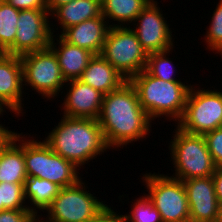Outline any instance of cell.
<instances>
[{"instance_id": "14", "label": "cell", "mask_w": 222, "mask_h": 222, "mask_svg": "<svg viewBox=\"0 0 222 222\" xmlns=\"http://www.w3.org/2000/svg\"><path fill=\"white\" fill-rule=\"evenodd\" d=\"M61 95L63 94L59 110L67 117L98 119L103 94L79 79L66 81ZM66 91V92H65Z\"/></svg>"}, {"instance_id": "10", "label": "cell", "mask_w": 222, "mask_h": 222, "mask_svg": "<svg viewBox=\"0 0 222 222\" xmlns=\"http://www.w3.org/2000/svg\"><path fill=\"white\" fill-rule=\"evenodd\" d=\"M101 55L127 81L145 70L148 54L130 27H109Z\"/></svg>"}, {"instance_id": "12", "label": "cell", "mask_w": 222, "mask_h": 222, "mask_svg": "<svg viewBox=\"0 0 222 222\" xmlns=\"http://www.w3.org/2000/svg\"><path fill=\"white\" fill-rule=\"evenodd\" d=\"M52 36L50 13L47 9L20 10L15 41L5 53L22 56L46 49Z\"/></svg>"}, {"instance_id": "4", "label": "cell", "mask_w": 222, "mask_h": 222, "mask_svg": "<svg viewBox=\"0 0 222 222\" xmlns=\"http://www.w3.org/2000/svg\"><path fill=\"white\" fill-rule=\"evenodd\" d=\"M168 150L171 158L169 165L174 168L170 177L185 181L191 178L213 176L216 166L208 151L204 135L190 134L175 124ZM175 171V172H174Z\"/></svg>"}, {"instance_id": "18", "label": "cell", "mask_w": 222, "mask_h": 222, "mask_svg": "<svg viewBox=\"0 0 222 222\" xmlns=\"http://www.w3.org/2000/svg\"><path fill=\"white\" fill-rule=\"evenodd\" d=\"M49 47L57 56L65 81L79 79L94 56L89 50L68 43L60 35L53 34Z\"/></svg>"}, {"instance_id": "16", "label": "cell", "mask_w": 222, "mask_h": 222, "mask_svg": "<svg viewBox=\"0 0 222 222\" xmlns=\"http://www.w3.org/2000/svg\"><path fill=\"white\" fill-rule=\"evenodd\" d=\"M108 30L107 20L101 15L65 29L60 36L72 45L100 55Z\"/></svg>"}, {"instance_id": "34", "label": "cell", "mask_w": 222, "mask_h": 222, "mask_svg": "<svg viewBox=\"0 0 222 222\" xmlns=\"http://www.w3.org/2000/svg\"><path fill=\"white\" fill-rule=\"evenodd\" d=\"M75 0H47V10L51 14L57 7L68 4Z\"/></svg>"}, {"instance_id": "19", "label": "cell", "mask_w": 222, "mask_h": 222, "mask_svg": "<svg viewBox=\"0 0 222 222\" xmlns=\"http://www.w3.org/2000/svg\"><path fill=\"white\" fill-rule=\"evenodd\" d=\"M103 95L119 89L126 78L120 74L101 54L94 55L79 78Z\"/></svg>"}, {"instance_id": "36", "label": "cell", "mask_w": 222, "mask_h": 222, "mask_svg": "<svg viewBox=\"0 0 222 222\" xmlns=\"http://www.w3.org/2000/svg\"><path fill=\"white\" fill-rule=\"evenodd\" d=\"M7 109V110H6ZM6 111H8V112H6ZM9 113L10 112V110H8V108L4 105V104H2L1 102H0V116L3 118V116H4V114H6V113ZM1 122V121H0ZM0 124H2V123H0Z\"/></svg>"}, {"instance_id": "24", "label": "cell", "mask_w": 222, "mask_h": 222, "mask_svg": "<svg viewBox=\"0 0 222 222\" xmlns=\"http://www.w3.org/2000/svg\"><path fill=\"white\" fill-rule=\"evenodd\" d=\"M19 9L0 0V47L4 52L14 43Z\"/></svg>"}, {"instance_id": "21", "label": "cell", "mask_w": 222, "mask_h": 222, "mask_svg": "<svg viewBox=\"0 0 222 222\" xmlns=\"http://www.w3.org/2000/svg\"><path fill=\"white\" fill-rule=\"evenodd\" d=\"M152 0H101L109 27H129ZM114 21V22H113Z\"/></svg>"}, {"instance_id": "35", "label": "cell", "mask_w": 222, "mask_h": 222, "mask_svg": "<svg viewBox=\"0 0 222 222\" xmlns=\"http://www.w3.org/2000/svg\"><path fill=\"white\" fill-rule=\"evenodd\" d=\"M31 222H53V221L47 219L45 216L42 217L41 213V214H35Z\"/></svg>"}, {"instance_id": "2", "label": "cell", "mask_w": 222, "mask_h": 222, "mask_svg": "<svg viewBox=\"0 0 222 222\" xmlns=\"http://www.w3.org/2000/svg\"><path fill=\"white\" fill-rule=\"evenodd\" d=\"M60 122L47 132L43 141L51 150L72 162L82 172L89 162L111 150L97 119L61 115ZM82 168V169H81Z\"/></svg>"}, {"instance_id": "28", "label": "cell", "mask_w": 222, "mask_h": 222, "mask_svg": "<svg viewBox=\"0 0 222 222\" xmlns=\"http://www.w3.org/2000/svg\"><path fill=\"white\" fill-rule=\"evenodd\" d=\"M208 151L216 167H222V127L204 134Z\"/></svg>"}, {"instance_id": "1", "label": "cell", "mask_w": 222, "mask_h": 222, "mask_svg": "<svg viewBox=\"0 0 222 222\" xmlns=\"http://www.w3.org/2000/svg\"><path fill=\"white\" fill-rule=\"evenodd\" d=\"M97 120L105 142L112 151H120L124 146L126 148L137 141L146 142V138L154 130L152 124H156L141 107L138 93L130 81L103 95Z\"/></svg>"}, {"instance_id": "3", "label": "cell", "mask_w": 222, "mask_h": 222, "mask_svg": "<svg viewBox=\"0 0 222 222\" xmlns=\"http://www.w3.org/2000/svg\"><path fill=\"white\" fill-rule=\"evenodd\" d=\"M185 80L164 81L142 70L129 81L138 93L141 107L154 123L163 118L167 122L173 120L174 125L183 115L187 96L193 85L187 78Z\"/></svg>"}, {"instance_id": "27", "label": "cell", "mask_w": 222, "mask_h": 222, "mask_svg": "<svg viewBox=\"0 0 222 222\" xmlns=\"http://www.w3.org/2000/svg\"><path fill=\"white\" fill-rule=\"evenodd\" d=\"M0 204H3L4 210L28 209L24 184L0 183Z\"/></svg>"}, {"instance_id": "6", "label": "cell", "mask_w": 222, "mask_h": 222, "mask_svg": "<svg viewBox=\"0 0 222 222\" xmlns=\"http://www.w3.org/2000/svg\"><path fill=\"white\" fill-rule=\"evenodd\" d=\"M84 180V181H83ZM84 179L76 184L63 187L50 205L42 213L53 222H88L96 217L106 206L107 200L99 199L96 191H89ZM88 189V190H87ZM95 195V196H94Z\"/></svg>"}, {"instance_id": "39", "label": "cell", "mask_w": 222, "mask_h": 222, "mask_svg": "<svg viewBox=\"0 0 222 222\" xmlns=\"http://www.w3.org/2000/svg\"><path fill=\"white\" fill-rule=\"evenodd\" d=\"M4 208H3V204H0V212L3 211Z\"/></svg>"}, {"instance_id": "26", "label": "cell", "mask_w": 222, "mask_h": 222, "mask_svg": "<svg viewBox=\"0 0 222 222\" xmlns=\"http://www.w3.org/2000/svg\"><path fill=\"white\" fill-rule=\"evenodd\" d=\"M132 201L131 209L124 214L127 222H163L159 211L144 192L141 197H136Z\"/></svg>"}, {"instance_id": "8", "label": "cell", "mask_w": 222, "mask_h": 222, "mask_svg": "<svg viewBox=\"0 0 222 222\" xmlns=\"http://www.w3.org/2000/svg\"><path fill=\"white\" fill-rule=\"evenodd\" d=\"M22 61L23 88L32 92L44 102L59 99L66 84L54 51L48 47L20 56ZM30 87V89L28 88ZM27 88V89H26ZM32 90V91H31ZM61 92V93H60Z\"/></svg>"}, {"instance_id": "17", "label": "cell", "mask_w": 222, "mask_h": 222, "mask_svg": "<svg viewBox=\"0 0 222 222\" xmlns=\"http://www.w3.org/2000/svg\"><path fill=\"white\" fill-rule=\"evenodd\" d=\"M101 15V0H75L57 7L50 14L51 30L54 35H60L73 25Z\"/></svg>"}, {"instance_id": "5", "label": "cell", "mask_w": 222, "mask_h": 222, "mask_svg": "<svg viewBox=\"0 0 222 222\" xmlns=\"http://www.w3.org/2000/svg\"><path fill=\"white\" fill-rule=\"evenodd\" d=\"M31 134L23 132V155L27 177L46 179L61 188L74 185L84 178V174L82 175L81 170L72 162L53 152L41 137H36V133Z\"/></svg>"}, {"instance_id": "7", "label": "cell", "mask_w": 222, "mask_h": 222, "mask_svg": "<svg viewBox=\"0 0 222 222\" xmlns=\"http://www.w3.org/2000/svg\"><path fill=\"white\" fill-rule=\"evenodd\" d=\"M200 86H191L183 115L175 125L187 133L204 135L222 127V89Z\"/></svg>"}, {"instance_id": "20", "label": "cell", "mask_w": 222, "mask_h": 222, "mask_svg": "<svg viewBox=\"0 0 222 222\" xmlns=\"http://www.w3.org/2000/svg\"><path fill=\"white\" fill-rule=\"evenodd\" d=\"M27 179L23 132H17L0 151V183L24 184Z\"/></svg>"}, {"instance_id": "9", "label": "cell", "mask_w": 222, "mask_h": 222, "mask_svg": "<svg viewBox=\"0 0 222 222\" xmlns=\"http://www.w3.org/2000/svg\"><path fill=\"white\" fill-rule=\"evenodd\" d=\"M146 196L159 211L163 222H190V210L184 183L170 174L141 173ZM148 192V193H147Z\"/></svg>"}, {"instance_id": "11", "label": "cell", "mask_w": 222, "mask_h": 222, "mask_svg": "<svg viewBox=\"0 0 222 222\" xmlns=\"http://www.w3.org/2000/svg\"><path fill=\"white\" fill-rule=\"evenodd\" d=\"M157 1L152 0L129 26L147 54L167 51L176 48L175 45L178 46L174 42L175 34L173 32L176 33V31L174 28H170V21L163 13L165 10L160 8Z\"/></svg>"}, {"instance_id": "23", "label": "cell", "mask_w": 222, "mask_h": 222, "mask_svg": "<svg viewBox=\"0 0 222 222\" xmlns=\"http://www.w3.org/2000/svg\"><path fill=\"white\" fill-rule=\"evenodd\" d=\"M173 50L175 52V49L171 48L167 51L149 53L145 71L149 75L164 81H182L178 76V69L176 70V66L173 64L174 56L173 58H169L170 54L171 56L173 55Z\"/></svg>"}, {"instance_id": "15", "label": "cell", "mask_w": 222, "mask_h": 222, "mask_svg": "<svg viewBox=\"0 0 222 222\" xmlns=\"http://www.w3.org/2000/svg\"><path fill=\"white\" fill-rule=\"evenodd\" d=\"M187 194L190 222H214L218 219L219 202L213 176L183 181Z\"/></svg>"}, {"instance_id": "31", "label": "cell", "mask_w": 222, "mask_h": 222, "mask_svg": "<svg viewBox=\"0 0 222 222\" xmlns=\"http://www.w3.org/2000/svg\"><path fill=\"white\" fill-rule=\"evenodd\" d=\"M9 5L19 10L47 9V0H5Z\"/></svg>"}, {"instance_id": "33", "label": "cell", "mask_w": 222, "mask_h": 222, "mask_svg": "<svg viewBox=\"0 0 222 222\" xmlns=\"http://www.w3.org/2000/svg\"><path fill=\"white\" fill-rule=\"evenodd\" d=\"M9 128L8 126L5 127V124H0V151L16 133L15 130L12 131V129Z\"/></svg>"}, {"instance_id": "37", "label": "cell", "mask_w": 222, "mask_h": 222, "mask_svg": "<svg viewBox=\"0 0 222 222\" xmlns=\"http://www.w3.org/2000/svg\"><path fill=\"white\" fill-rule=\"evenodd\" d=\"M217 221L222 222V202L219 203L218 219H217Z\"/></svg>"}, {"instance_id": "38", "label": "cell", "mask_w": 222, "mask_h": 222, "mask_svg": "<svg viewBox=\"0 0 222 222\" xmlns=\"http://www.w3.org/2000/svg\"><path fill=\"white\" fill-rule=\"evenodd\" d=\"M4 50L0 47V57L4 54Z\"/></svg>"}, {"instance_id": "22", "label": "cell", "mask_w": 222, "mask_h": 222, "mask_svg": "<svg viewBox=\"0 0 222 222\" xmlns=\"http://www.w3.org/2000/svg\"><path fill=\"white\" fill-rule=\"evenodd\" d=\"M61 187L46 179L27 177L24 183V197L28 209L41 214L59 193Z\"/></svg>"}, {"instance_id": "13", "label": "cell", "mask_w": 222, "mask_h": 222, "mask_svg": "<svg viewBox=\"0 0 222 222\" xmlns=\"http://www.w3.org/2000/svg\"><path fill=\"white\" fill-rule=\"evenodd\" d=\"M23 88L22 61L20 56L4 53L0 57V102L4 104L12 117L23 120L25 117V95ZM24 97V98H23Z\"/></svg>"}, {"instance_id": "32", "label": "cell", "mask_w": 222, "mask_h": 222, "mask_svg": "<svg viewBox=\"0 0 222 222\" xmlns=\"http://www.w3.org/2000/svg\"><path fill=\"white\" fill-rule=\"evenodd\" d=\"M213 180L215 184V192L218 202H222V167H216L215 173L213 174Z\"/></svg>"}, {"instance_id": "30", "label": "cell", "mask_w": 222, "mask_h": 222, "mask_svg": "<svg viewBox=\"0 0 222 222\" xmlns=\"http://www.w3.org/2000/svg\"><path fill=\"white\" fill-rule=\"evenodd\" d=\"M115 208V209H114ZM113 205H107L96 217L88 222H125L123 214L116 210Z\"/></svg>"}, {"instance_id": "25", "label": "cell", "mask_w": 222, "mask_h": 222, "mask_svg": "<svg viewBox=\"0 0 222 222\" xmlns=\"http://www.w3.org/2000/svg\"><path fill=\"white\" fill-rule=\"evenodd\" d=\"M216 7L214 11H212L211 15L209 16L211 19L207 26L206 32H203L204 39L202 42L207 47V51H212L213 54H219L222 59V0L216 2ZM212 16V17H211Z\"/></svg>"}, {"instance_id": "29", "label": "cell", "mask_w": 222, "mask_h": 222, "mask_svg": "<svg viewBox=\"0 0 222 222\" xmlns=\"http://www.w3.org/2000/svg\"><path fill=\"white\" fill-rule=\"evenodd\" d=\"M34 216L29 209H6L0 212V222H31Z\"/></svg>"}]
</instances>
